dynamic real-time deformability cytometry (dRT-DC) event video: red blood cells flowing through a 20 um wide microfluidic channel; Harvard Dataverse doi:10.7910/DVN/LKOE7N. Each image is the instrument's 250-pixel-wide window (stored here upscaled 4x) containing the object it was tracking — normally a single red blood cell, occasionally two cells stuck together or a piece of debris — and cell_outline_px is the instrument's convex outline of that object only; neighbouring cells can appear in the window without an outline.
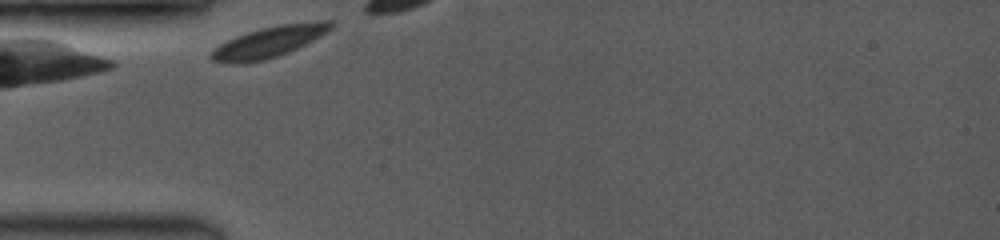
{"species": "common noctule bat (a hibernating species)", "species_latin": "Nyctalus noctula", "temperature_condition": "room temperature", "stored_images_in_passage": 6, "camera_frame_rate_fps": 3500, "um_per_image_px": 0.085, "animal": {"sex": "female", "body_mass_g": 19.0, "forearm_length_mm": 53.3}, "frame": {"image": 1, "passage_image": 1, "time_ms": 0.0, "image_size_px": [1000, 240], "cell_outline_px": [[336, 24], [332, 28], [320, 36], [288, 52], [264, 60], [244, 64], [232, 64], [212, 60], [208, 56], [220, 44], [236, 36], [260, 28], [280, 24], [316, 20], [332, 20]], "centroid_in_image_um": [22.89, 3.55], "position_along_channel_um": 62.1, "area_um2": 21.62}}